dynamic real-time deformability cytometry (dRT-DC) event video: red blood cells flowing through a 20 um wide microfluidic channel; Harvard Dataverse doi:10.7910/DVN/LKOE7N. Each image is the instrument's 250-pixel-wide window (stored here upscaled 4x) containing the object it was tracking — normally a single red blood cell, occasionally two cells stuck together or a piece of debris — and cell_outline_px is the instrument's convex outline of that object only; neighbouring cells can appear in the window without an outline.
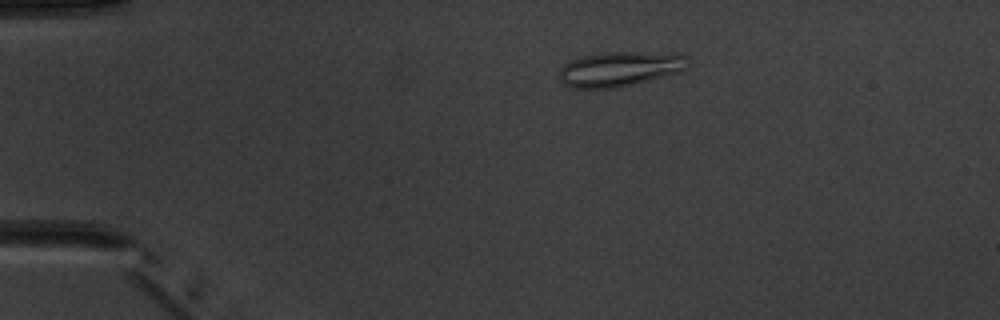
{"species": "common noctule bat (a hibernating species)", "species_latin": "Nyctalus noctula", "temperature_condition": "warm", "stored_images_in_passage": 2, "camera_frame_rate_fps": 3000, "um_per_image_px": 0.085, "animal": {"sex": "male", "body_mass_g": 20.1, "forearm_length_mm": 53.5}, "frame": {"image": 1, "passage_image": 1, "time_ms": 0.0, "image_size_px": [1000, 320], "cell_outline_px": [[688, 68], [680, 72], [616, 88], [572, 88], [564, 84], [560, 80], [560, 68], [564, 64], [572, 60], [584, 56], [604, 52], [640, 52], [688, 56]], "centroid_in_image_um": [52.66, 5.87], "position_along_channel_um": 32.3, "area_um2": 25.78}}